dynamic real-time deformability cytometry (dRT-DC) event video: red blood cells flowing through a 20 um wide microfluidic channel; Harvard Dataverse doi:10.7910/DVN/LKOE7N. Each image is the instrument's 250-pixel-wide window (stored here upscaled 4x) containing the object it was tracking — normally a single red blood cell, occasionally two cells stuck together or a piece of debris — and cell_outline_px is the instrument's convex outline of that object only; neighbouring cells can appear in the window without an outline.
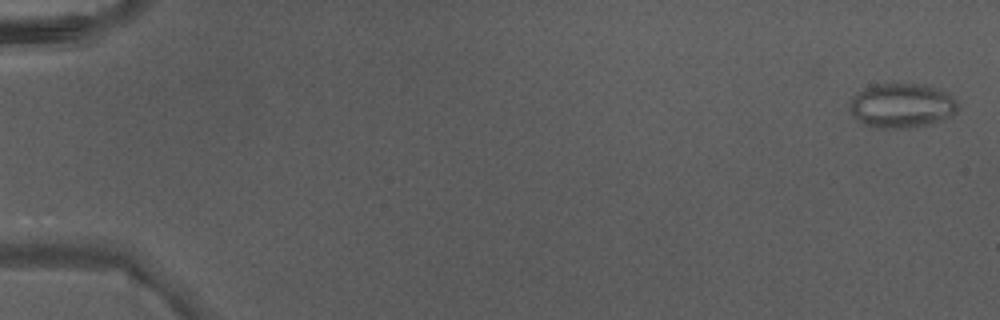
{"species": "Egyptian fruit bat (a non-hibernating species)", "species_latin": "Rousettus aegyptiacus", "temperature_condition": "warm", "stored_images_in_passage": 6, "camera_frame_rate_fps": 3000, "um_per_image_px": 0.085, "animal": {"sex": "male"}, "frame": {"image": 1, "passage_image": 6, "time_ms": 1.667, "image_size_px": [1000, 320], "cell_outline_px": [[960, 108], [952, 116], [928, 124], [912, 128], [872, 128], [860, 124], [852, 112], [848, 104], [852, 96], [864, 88], [876, 84], [924, 84], [936, 88], [952, 96], [956, 100]], "centroid_in_image_um": [76.63, 8.99], "position_along_channel_um": 8.4, "area_um2": 28.32}}